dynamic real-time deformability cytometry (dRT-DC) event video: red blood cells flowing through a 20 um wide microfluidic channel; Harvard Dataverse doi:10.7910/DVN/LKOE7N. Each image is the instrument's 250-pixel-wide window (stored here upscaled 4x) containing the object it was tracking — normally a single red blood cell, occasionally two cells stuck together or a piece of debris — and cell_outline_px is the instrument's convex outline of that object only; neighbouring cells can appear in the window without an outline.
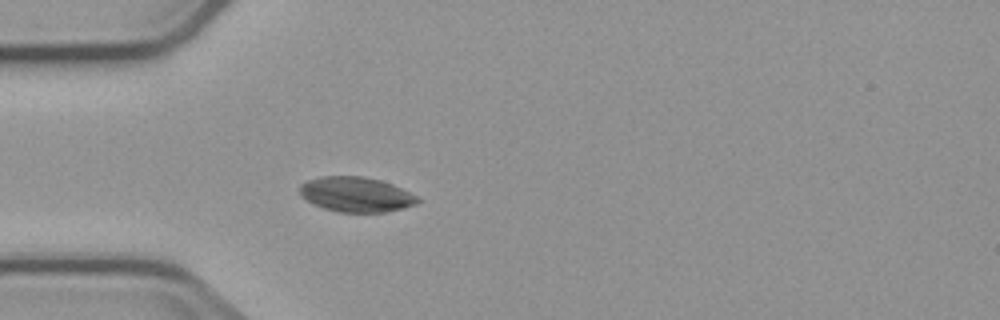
{"species": "common noctule bat (a hibernating species)", "species_latin": "Nyctalus noctula", "temperature_condition": "cold", "stored_images_in_passage": 4, "camera_frame_rate_fps": 3000, "um_per_image_px": 0.085, "animal": {"sex": "male", "body_mass_g": 23.1, "forearm_length_mm": 52.7}, "frame": {"image": 1, "passage_image": 4, "time_ms": 3.667, "image_size_px": [1000, 320], "cell_outline_px": [[420, 200], [416, 204], [404, 208], [384, 212], [336, 212], [324, 208], [300, 196], [300, 184], [308, 180], [324, 176], [364, 176], [380, 180], [392, 184], [416, 196]], "centroid_in_image_um": [30.26, 16.53], "position_along_channel_um": 54.7, "area_um2": 23.81}}